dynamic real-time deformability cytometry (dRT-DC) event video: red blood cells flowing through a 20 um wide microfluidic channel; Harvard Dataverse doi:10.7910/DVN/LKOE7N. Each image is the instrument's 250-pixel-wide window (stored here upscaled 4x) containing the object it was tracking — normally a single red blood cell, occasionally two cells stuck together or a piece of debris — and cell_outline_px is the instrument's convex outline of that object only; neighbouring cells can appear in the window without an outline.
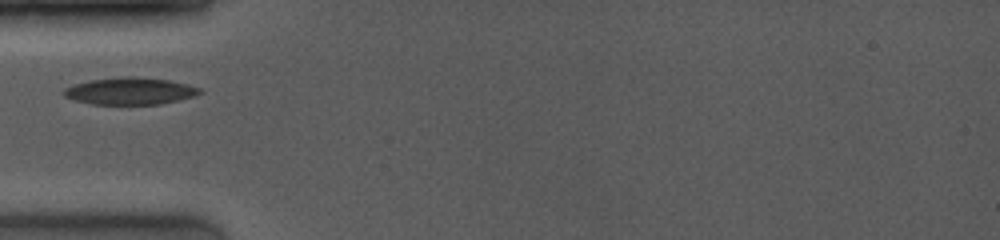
{"species": "common noctule bat (a hibernating species)", "species_latin": "Nyctalus noctula", "temperature_condition": "room temperature", "stored_images_in_passage": 3, "camera_frame_rate_fps": 4000, "um_per_image_px": 0.085, "animal": {"sex": "female", "body_mass_g": 19.0, "forearm_length_mm": 53.3}, "frame": {"image": 1, "passage_image": 1, "time_ms": 0.0, "image_size_px": [1000, 240], "cell_outline_px": [[204, 92], [196, 96], [160, 104], [92, 104], [76, 100], [64, 96], [64, 88], [72, 84], [92, 80], [120, 76], [132, 76], [168, 80], [200, 88]], "centroid_in_image_um": [11.06, 7.74], "position_along_channel_um": 73.9, "area_um2": 21.33}}